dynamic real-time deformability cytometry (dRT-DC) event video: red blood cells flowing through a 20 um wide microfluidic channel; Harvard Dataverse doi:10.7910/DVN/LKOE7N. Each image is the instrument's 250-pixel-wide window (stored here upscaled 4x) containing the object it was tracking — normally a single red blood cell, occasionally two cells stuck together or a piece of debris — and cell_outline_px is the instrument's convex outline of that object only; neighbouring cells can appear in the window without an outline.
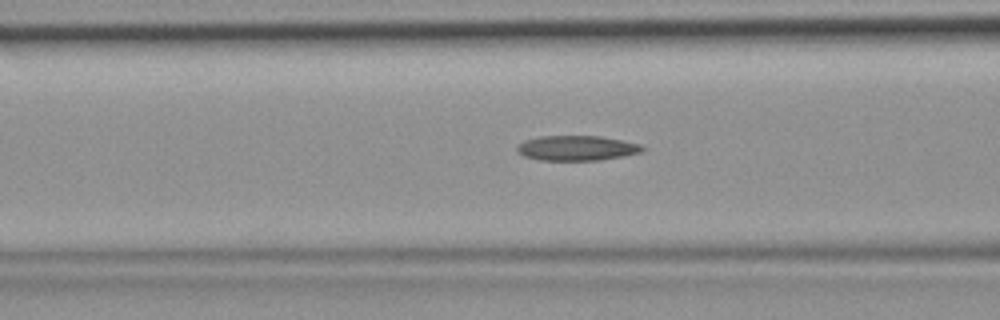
{"species": "common noctule bat (a hibernating species)", "species_latin": "Nyctalus noctula", "temperature_condition": "room temperature", "stored_images_in_passage": 45, "camera_frame_rate_fps": 3000, "um_per_image_px": 0.085, "animal": {"sex": "female", "body_mass_g": 19.9}, "frame": {"image": 1, "passage_image": 18, "time_ms": 5.667, "image_size_px": [1000, 320], "cell_outline_px": [[648, 148], [640, 152], [624, 156], [600, 160], [540, 160], [524, 156], [516, 152], [516, 144], [524, 140], [540, 136], [600, 136], [640, 144]], "centroid_in_image_um": [48.99, 12.58], "position_along_channel_um": 117.6, "area_um2": 18.38}}
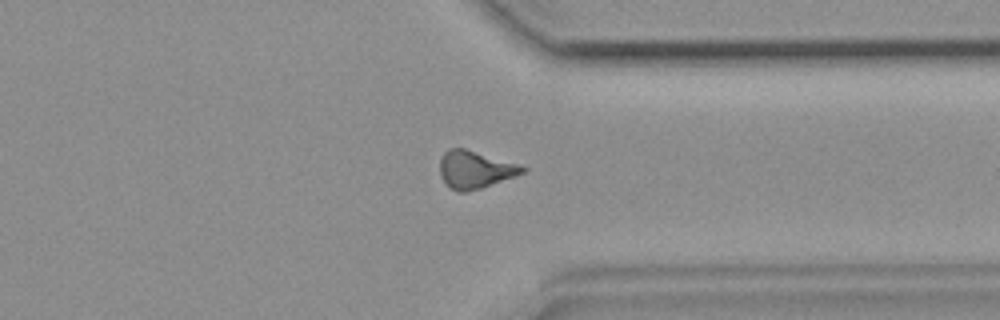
{"frame": {"image": 2, "passage_image": 35, "time_ms": 11.333, "image_size_px": [1000, 320], "cell_outline_px": [[528, 168], [524, 172], [516, 176], [468, 192], [456, 192], [440, 176], [440, 160], [444, 152], [448, 148], [464, 148], [520, 164]], "centroid_in_image_um": [40.39, 14.41], "position_along_channel_um": 371.0, "area_um2": 18.03}}
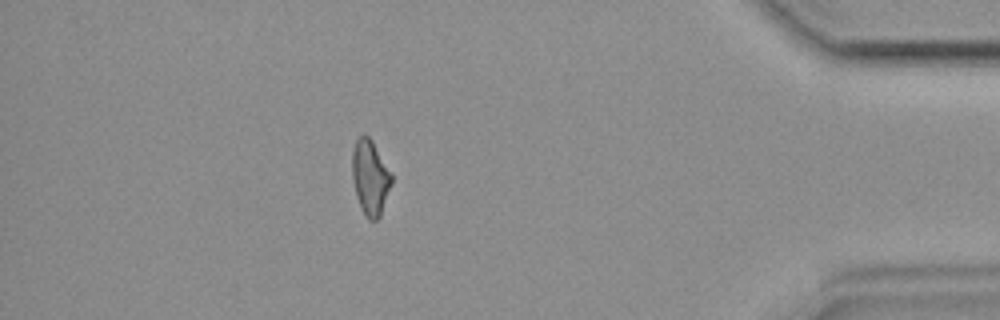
{"frame": {"image": 3, "passage_image": 40, "time_ms": 13.0, "image_size_px": [1000, 320], "cell_outline_px": [[392, 184], [380, 216], [376, 220], [368, 220], [360, 208], [356, 196], [352, 180], [352, 152], [356, 140], [360, 136], [368, 136], [372, 140], [392, 172]], "centroid_in_image_um": [31.47, 15.1], "position_along_channel_um": 403.7, "area_um2": 17.4}}